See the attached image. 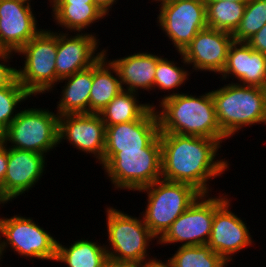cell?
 <instances>
[{"instance_id":"obj_40","label":"cell","mask_w":266,"mask_h":267,"mask_svg":"<svg viewBox=\"0 0 266 267\" xmlns=\"http://www.w3.org/2000/svg\"><path fill=\"white\" fill-rule=\"evenodd\" d=\"M263 124L266 125V106H265V116H264V121H263Z\"/></svg>"},{"instance_id":"obj_27","label":"cell","mask_w":266,"mask_h":267,"mask_svg":"<svg viewBox=\"0 0 266 267\" xmlns=\"http://www.w3.org/2000/svg\"><path fill=\"white\" fill-rule=\"evenodd\" d=\"M178 54L181 56L180 59L183 63V66H178L177 62L172 61L167 57L162 56L158 61L156 65V73L154 78V90L158 88L160 92H169L167 95H163L162 98H160L159 102H161L163 99L168 98L173 95L179 94L178 87L182 86L186 81L189 80V76H191V72L187 70L186 67H189L185 59L183 58V55L181 52H178ZM156 88V89H155ZM174 89H177L174 90ZM172 93H171V91ZM176 92V93H175ZM171 93V94H170Z\"/></svg>"},{"instance_id":"obj_1","label":"cell","mask_w":266,"mask_h":267,"mask_svg":"<svg viewBox=\"0 0 266 267\" xmlns=\"http://www.w3.org/2000/svg\"><path fill=\"white\" fill-rule=\"evenodd\" d=\"M159 139L163 180L187 183L209 194V181L229 170V161L217 158L222 145L215 139L177 133H159Z\"/></svg>"},{"instance_id":"obj_34","label":"cell","mask_w":266,"mask_h":267,"mask_svg":"<svg viewBox=\"0 0 266 267\" xmlns=\"http://www.w3.org/2000/svg\"><path fill=\"white\" fill-rule=\"evenodd\" d=\"M94 3L104 11V13L109 16L110 9L116 5L118 0H93Z\"/></svg>"},{"instance_id":"obj_2","label":"cell","mask_w":266,"mask_h":267,"mask_svg":"<svg viewBox=\"0 0 266 267\" xmlns=\"http://www.w3.org/2000/svg\"><path fill=\"white\" fill-rule=\"evenodd\" d=\"M155 109L159 133L207 137L220 144L228 139L218 124L211 91L199 96L181 92L163 99Z\"/></svg>"},{"instance_id":"obj_19","label":"cell","mask_w":266,"mask_h":267,"mask_svg":"<svg viewBox=\"0 0 266 267\" xmlns=\"http://www.w3.org/2000/svg\"><path fill=\"white\" fill-rule=\"evenodd\" d=\"M220 76L222 81L233 78L232 81L238 80V84L266 89V55L246 42L233 41Z\"/></svg>"},{"instance_id":"obj_3","label":"cell","mask_w":266,"mask_h":267,"mask_svg":"<svg viewBox=\"0 0 266 267\" xmlns=\"http://www.w3.org/2000/svg\"><path fill=\"white\" fill-rule=\"evenodd\" d=\"M211 95L218 124L227 138L243 131L246 126L263 124L266 89L231 81L211 90Z\"/></svg>"},{"instance_id":"obj_35","label":"cell","mask_w":266,"mask_h":267,"mask_svg":"<svg viewBox=\"0 0 266 267\" xmlns=\"http://www.w3.org/2000/svg\"><path fill=\"white\" fill-rule=\"evenodd\" d=\"M104 267H142L137 264H126V263H114L111 261H108Z\"/></svg>"},{"instance_id":"obj_33","label":"cell","mask_w":266,"mask_h":267,"mask_svg":"<svg viewBox=\"0 0 266 267\" xmlns=\"http://www.w3.org/2000/svg\"><path fill=\"white\" fill-rule=\"evenodd\" d=\"M8 164V147L5 143L0 144V184L4 181Z\"/></svg>"},{"instance_id":"obj_36","label":"cell","mask_w":266,"mask_h":267,"mask_svg":"<svg viewBox=\"0 0 266 267\" xmlns=\"http://www.w3.org/2000/svg\"><path fill=\"white\" fill-rule=\"evenodd\" d=\"M143 267H170L164 260L157 259L154 262L148 263Z\"/></svg>"},{"instance_id":"obj_21","label":"cell","mask_w":266,"mask_h":267,"mask_svg":"<svg viewBox=\"0 0 266 267\" xmlns=\"http://www.w3.org/2000/svg\"><path fill=\"white\" fill-rule=\"evenodd\" d=\"M51 4V5H50ZM54 23L69 33H84L107 15L94 2H51Z\"/></svg>"},{"instance_id":"obj_10","label":"cell","mask_w":266,"mask_h":267,"mask_svg":"<svg viewBox=\"0 0 266 267\" xmlns=\"http://www.w3.org/2000/svg\"><path fill=\"white\" fill-rule=\"evenodd\" d=\"M157 25L177 52L201 30L207 28L206 4L203 0H158Z\"/></svg>"},{"instance_id":"obj_8","label":"cell","mask_w":266,"mask_h":267,"mask_svg":"<svg viewBox=\"0 0 266 267\" xmlns=\"http://www.w3.org/2000/svg\"><path fill=\"white\" fill-rule=\"evenodd\" d=\"M161 159L158 135L143 150L117 152L102 169L114 189L137 191L162 179Z\"/></svg>"},{"instance_id":"obj_29","label":"cell","mask_w":266,"mask_h":267,"mask_svg":"<svg viewBox=\"0 0 266 267\" xmlns=\"http://www.w3.org/2000/svg\"><path fill=\"white\" fill-rule=\"evenodd\" d=\"M32 96L16 78L9 86L0 88V132L3 133L19 114L16 109ZM22 102V103H21ZM16 109V110H15ZM18 111V112H17Z\"/></svg>"},{"instance_id":"obj_15","label":"cell","mask_w":266,"mask_h":267,"mask_svg":"<svg viewBox=\"0 0 266 267\" xmlns=\"http://www.w3.org/2000/svg\"><path fill=\"white\" fill-rule=\"evenodd\" d=\"M160 132L156 109L151 107L141 118L132 122L106 126L102 167L123 150H143Z\"/></svg>"},{"instance_id":"obj_23","label":"cell","mask_w":266,"mask_h":267,"mask_svg":"<svg viewBox=\"0 0 266 267\" xmlns=\"http://www.w3.org/2000/svg\"><path fill=\"white\" fill-rule=\"evenodd\" d=\"M93 65V82L90 92V113L99 114L123 90L115 66L108 60L107 48ZM115 74V75H114Z\"/></svg>"},{"instance_id":"obj_16","label":"cell","mask_w":266,"mask_h":267,"mask_svg":"<svg viewBox=\"0 0 266 267\" xmlns=\"http://www.w3.org/2000/svg\"><path fill=\"white\" fill-rule=\"evenodd\" d=\"M232 33L205 28L197 33L192 41L181 52L190 72H209L221 74L233 43Z\"/></svg>"},{"instance_id":"obj_6","label":"cell","mask_w":266,"mask_h":267,"mask_svg":"<svg viewBox=\"0 0 266 267\" xmlns=\"http://www.w3.org/2000/svg\"><path fill=\"white\" fill-rule=\"evenodd\" d=\"M49 29V30H48ZM16 54L24 57L22 68L17 69V79L33 97L45 94L56 85L57 30L42 29Z\"/></svg>"},{"instance_id":"obj_24","label":"cell","mask_w":266,"mask_h":267,"mask_svg":"<svg viewBox=\"0 0 266 267\" xmlns=\"http://www.w3.org/2000/svg\"><path fill=\"white\" fill-rule=\"evenodd\" d=\"M88 239H78L70 246L62 245L58 240L55 261L64 263L67 267H104L108 262L104 243Z\"/></svg>"},{"instance_id":"obj_42","label":"cell","mask_w":266,"mask_h":267,"mask_svg":"<svg viewBox=\"0 0 266 267\" xmlns=\"http://www.w3.org/2000/svg\"><path fill=\"white\" fill-rule=\"evenodd\" d=\"M26 1L31 2L32 0H26ZM48 1H49V3H51V0H48Z\"/></svg>"},{"instance_id":"obj_20","label":"cell","mask_w":266,"mask_h":267,"mask_svg":"<svg viewBox=\"0 0 266 267\" xmlns=\"http://www.w3.org/2000/svg\"><path fill=\"white\" fill-rule=\"evenodd\" d=\"M162 56L149 52H137L124 57L109 59L118 71L123 90L142 93L143 91H154V78L157 61Z\"/></svg>"},{"instance_id":"obj_37","label":"cell","mask_w":266,"mask_h":267,"mask_svg":"<svg viewBox=\"0 0 266 267\" xmlns=\"http://www.w3.org/2000/svg\"><path fill=\"white\" fill-rule=\"evenodd\" d=\"M51 2H94L93 0H51Z\"/></svg>"},{"instance_id":"obj_5","label":"cell","mask_w":266,"mask_h":267,"mask_svg":"<svg viewBox=\"0 0 266 267\" xmlns=\"http://www.w3.org/2000/svg\"><path fill=\"white\" fill-rule=\"evenodd\" d=\"M137 191L147 193L148 204L145 203V210L140 214L144 223L158 240L201 194L190 184L163 179Z\"/></svg>"},{"instance_id":"obj_32","label":"cell","mask_w":266,"mask_h":267,"mask_svg":"<svg viewBox=\"0 0 266 267\" xmlns=\"http://www.w3.org/2000/svg\"><path fill=\"white\" fill-rule=\"evenodd\" d=\"M246 43L255 51L266 55V24Z\"/></svg>"},{"instance_id":"obj_31","label":"cell","mask_w":266,"mask_h":267,"mask_svg":"<svg viewBox=\"0 0 266 267\" xmlns=\"http://www.w3.org/2000/svg\"><path fill=\"white\" fill-rule=\"evenodd\" d=\"M15 55L14 52L0 50V88L9 86L17 78V68L10 67L9 63Z\"/></svg>"},{"instance_id":"obj_30","label":"cell","mask_w":266,"mask_h":267,"mask_svg":"<svg viewBox=\"0 0 266 267\" xmlns=\"http://www.w3.org/2000/svg\"><path fill=\"white\" fill-rule=\"evenodd\" d=\"M266 24V0H249L239 27L232 34L235 42H247Z\"/></svg>"},{"instance_id":"obj_26","label":"cell","mask_w":266,"mask_h":267,"mask_svg":"<svg viewBox=\"0 0 266 267\" xmlns=\"http://www.w3.org/2000/svg\"><path fill=\"white\" fill-rule=\"evenodd\" d=\"M205 4L207 27L233 34L240 25L247 3L225 0Z\"/></svg>"},{"instance_id":"obj_4","label":"cell","mask_w":266,"mask_h":267,"mask_svg":"<svg viewBox=\"0 0 266 267\" xmlns=\"http://www.w3.org/2000/svg\"><path fill=\"white\" fill-rule=\"evenodd\" d=\"M105 245L108 261L145 266L157 258L149 256L150 242L158 239L144 223L143 217L128 215L114 207H106Z\"/></svg>"},{"instance_id":"obj_28","label":"cell","mask_w":266,"mask_h":267,"mask_svg":"<svg viewBox=\"0 0 266 267\" xmlns=\"http://www.w3.org/2000/svg\"><path fill=\"white\" fill-rule=\"evenodd\" d=\"M165 262L170 267H227L221 256L208 245L178 246L177 251Z\"/></svg>"},{"instance_id":"obj_38","label":"cell","mask_w":266,"mask_h":267,"mask_svg":"<svg viewBox=\"0 0 266 267\" xmlns=\"http://www.w3.org/2000/svg\"><path fill=\"white\" fill-rule=\"evenodd\" d=\"M204 2H218V1H225V0H203ZM232 2H238V3H247L249 0H229Z\"/></svg>"},{"instance_id":"obj_12","label":"cell","mask_w":266,"mask_h":267,"mask_svg":"<svg viewBox=\"0 0 266 267\" xmlns=\"http://www.w3.org/2000/svg\"><path fill=\"white\" fill-rule=\"evenodd\" d=\"M200 194L171 224L156 244L179 246L206 245L212 230L215 213V195Z\"/></svg>"},{"instance_id":"obj_18","label":"cell","mask_w":266,"mask_h":267,"mask_svg":"<svg viewBox=\"0 0 266 267\" xmlns=\"http://www.w3.org/2000/svg\"><path fill=\"white\" fill-rule=\"evenodd\" d=\"M46 158L40 153L8 148L7 171L0 186L9 202L32 190L39 183L46 171Z\"/></svg>"},{"instance_id":"obj_17","label":"cell","mask_w":266,"mask_h":267,"mask_svg":"<svg viewBox=\"0 0 266 267\" xmlns=\"http://www.w3.org/2000/svg\"><path fill=\"white\" fill-rule=\"evenodd\" d=\"M33 11L26 0H0V50L17 53L42 30Z\"/></svg>"},{"instance_id":"obj_7","label":"cell","mask_w":266,"mask_h":267,"mask_svg":"<svg viewBox=\"0 0 266 267\" xmlns=\"http://www.w3.org/2000/svg\"><path fill=\"white\" fill-rule=\"evenodd\" d=\"M59 115L48 108H23L2 133L8 148L47 156L59 146ZM10 143V144H9Z\"/></svg>"},{"instance_id":"obj_22","label":"cell","mask_w":266,"mask_h":267,"mask_svg":"<svg viewBox=\"0 0 266 267\" xmlns=\"http://www.w3.org/2000/svg\"><path fill=\"white\" fill-rule=\"evenodd\" d=\"M61 86L57 114L90 113V92L93 82V65L58 81Z\"/></svg>"},{"instance_id":"obj_9","label":"cell","mask_w":266,"mask_h":267,"mask_svg":"<svg viewBox=\"0 0 266 267\" xmlns=\"http://www.w3.org/2000/svg\"><path fill=\"white\" fill-rule=\"evenodd\" d=\"M57 243L58 239L32 217L15 214L0 219V262L9 247L18 256L53 262L57 256Z\"/></svg>"},{"instance_id":"obj_39","label":"cell","mask_w":266,"mask_h":267,"mask_svg":"<svg viewBox=\"0 0 266 267\" xmlns=\"http://www.w3.org/2000/svg\"><path fill=\"white\" fill-rule=\"evenodd\" d=\"M8 204L9 201L6 199V197L4 196L2 190H1V186H0V204Z\"/></svg>"},{"instance_id":"obj_13","label":"cell","mask_w":266,"mask_h":267,"mask_svg":"<svg viewBox=\"0 0 266 267\" xmlns=\"http://www.w3.org/2000/svg\"><path fill=\"white\" fill-rule=\"evenodd\" d=\"M75 34V35H74ZM95 32H57L56 85L58 81L94 65L104 54ZM98 49L100 50L98 52Z\"/></svg>"},{"instance_id":"obj_11","label":"cell","mask_w":266,"mask_h":267,"mask_svg":"<svg viewBox=\"0 0 266 267\" xmlns=\"http://www.w3.org/2000/svg\"><path fill=\"white\" fill-rule=\"evenodd\" d=\"M219 194L215 196L212 230L206 245L230 263L237 252L255 243L246 221L231 211V199L227 198L229 195Z\"/></svg>"},{"instance_id":"obj_41","label":"cell","mask_w":266,"mask_h":267,"mask_svg":"<svg viewBox=\"0 0 266 267\" xmlns=\"http://www.w3.org/2000/svg\"><path fill=\"white\" fill-rule=\"evenodd\" d=\"M3 142L2 140V133L0 132V144Z\"/></svg>"},{"instance_id":"obj_14","label":"cell","mask_w":266,"mask_h":267,"mask_svg":"<svg viewBox=\"0 0 266 267\" xmlns=\"http://www.w3.org/2000/svg\"><path fill=\"white\" fill-rule=\"evenodd\" d=\"M106 126L100 114L79 113L59 116V145L64 140L72 148L92 155L96 163L103 160Z\"/></svg>"},{"instance_id":"obj_25","label":"cell","mask_w":266,"mask_h":267,"mask_svg":"<svg viewBox=\"0 0 266 267\" xmlns=\"http://www.w3.org/2000/svg\"><path fill=\"white\" fill-rule=\"evenodd\" d=\"M139 94L122 90L102 111L100 116L105 126H112L119 123H126L138 120L154 103H141Z\"/></svg>"}]
</instances>
